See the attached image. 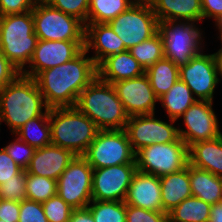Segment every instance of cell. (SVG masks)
<instances>
[{"label": "cell", "instance_id": "cell-1", "mask_svg": "<svg viewBox=\"0 0 222 222\" xmlns=\"http://www.w3.org/2000/svg\"><path fill=\"white\" fill-rule=\"evenodd\" d=\"M88 53L84 48L75 58L34 78L49 108L75 107L79 94L97 77V66Z\"/></svg>", "mask_w": 222, "mask_h": 222}, {"label": "cell", "instance_id": "cell-2", "mask_svg": "<svg viewBox=\"0 0 222 222\" xmlns=\"http://www.w3.org/2000/svg\"><path fill=\"white\" fill-rule=\"evenodd\" d=\"M42 114H49V107L34 78L20 73L0 90V126L5 122L12 135Z\"/></svg>", "mask_w": 222, "mask_h": 222}, {"label": "cell", "instance_id": "cell-3", "mask_svg": "<svg viewBox=\"0 0 222 222\" xmlns=\"http://www.w3.org/2000/svg\"><path fill=\"white\" fill-rule=\"evenodd\" d=\"M75 107L99 130L125 129L129 118L113 85L98 76L79 94Z\"/></svg>", "mask_w": 222, "mask_h": 222}, {"label": "cell", "instance_id": "cell-4", "mask_svg": "<svg viewBox=\"0 0 222 222\" xmlns=\"http://www.w3.org/2000/svg\"><path fill=\"white\" fill-rule=\"evenodd\" d=\"M51 144L84 155L99 129L76 107L49 108Z\"/></svg>", "mask_w": 222, "mask_h": 222}, {"label": "cell", "instance_id": "cell-5", "mask_svg": "<svg viewBox=\"0 0 222 222\" xmlns=\"http://www.w3.org/2000/svg\"><path fill=\"white\" fill-rule=\"evenodd\" d=\"M37 42L32 11L0 16V51L20 72L29 65Z\"/></svg>", "mask_w": 222, "mask_h": 222}, {"label": "cell", "instance_id": "cell-6", "mask_svg": "<svg viewBox=\"0 0 222 222\" xmlns=\"http://www.w3.org/2000/svg\"><path fill=\"white\" fill-rule=\"evenodd\" d=\"M158 32L163 40L164 57L178 66L187 64L204 49L203 31L197 27V22H160Z\"/></svg>", "mask_w": 222, "mask_h": 222}, {"label": "cell", "instance_id": "cell-7", "mask_svg": "<svg viewBox=\"0 0 222 222\" xmlns=\"http://www.w3.org/2000/svg\"><path fill=\"white\" fill-rule=\"evenodd\" d=\"M32 15L38 40L85 41V25L46 1L37 0Z\"/></svg>", "mask_w": 222, "mask_h": 222}, {"label": "cell", "instance_id": "cell-8", "mask_svg": "<svg viewBox=\"0 0 222 222\" xmlns=\"http://www.w3.org/2000/svg\"><path fill=\"white\" fill-rule=\"evenodd\" d=\"M119 36L127 50L153 37L159 21L148 0L135 1L126 11L107 23Z\"/></svg>", "mask_w": 222, "mask_h": 222}, {"label": "cell", "instance_id": "cell-9", "mask_svg": "<svg viewBox=\"0 0 222 222\" xmlns=\"http://www.w3.org/2000/svg\"><path fill=\"white\" fill-rule=\"evenodd\" d=\"M137 170L161 177L189 164V147L179 138L175 142L152 144L135 153Z\"/></svg>", "mask_w": 222, "mask_h": 222}, {"label": "cell", "instance_id": "cell-10", "mask_svg": "<svg viewBox=\"0 0 222 222\" xmlns=\"http://www.w3.org/2000/svg\"><path fill=\"white\" fill-rule=\"evenodd\" d=\"M83 156L93 169L136 163L124 129L99 130Z\"/></svg>", "mask_w": 222, "mask_h": 222}, {"label": "cell", "instance_id": "cell-11", "mask_svg": "<svg viewBox=\"0 0 222 222\" xmlns=\"http://www.w3.org/2000/svg\"><path fill=\"white\" fill-rule=\"evenodd\" d=\"M93 168L77 155L57 180V194L72 208H85L92 201Z\"/></svg>", "mask_w": 222, "mask_h": 222}, {"label": "cell", "instance_id": "cell-12", "mask_svg": "<svg viewBox=\"0 0 222 222\" xmlns=\"http://www.w3.org/2000/svg\"><path fill=\"white\" fill-rule=\"evenodd\" d=\"M168 121L155 118V113L130 116L124 130L134 152L152 144L177 141L180 138L174 125L177 120Z\"/></svg>", "mask_w": 222, "mask_h": 222}, {"label": "cell", "instance_id": "cell-13", "mask_svg": "<svg viewBox=\"0 0 222 222\" xmlns=\"http://www.w3.org/2000/svg\"><path fill=\"white\" fill-rule=\"evenodd\" d=\"M179 79L199 101H212L216 86L221 82L214 53L195 55L187 64L179 66Z\"/></svg>", "mask_w": 222, "mask_h": 222}, {"label": "cell", "instance_id": "cell-14", "mask_svg": "<svg viewBox=\"0 0 222 222\" xmlns=\"http://www.w3.org/2000/svg\"><path fill=\"white\" fill-rule=\"evenodd\" d=\"M212 106V101L197 100L178 118L182 117L186 128H180L178 123L179 137L188 147L199 141L215 139L222 134Z\"/></svg>", "mask_w": 222, "mask_h": 222}, {"label": "cell", "instance_id": "cell-15", "mask_svg": "<svg viewBox=\"0 0 222 222\" xmlns=\"http://www.w3.org/2000/svg\"><path fill=\"white\" fill-rule=\"evenodd\" d=\"M136 163L93 169L92 200L125 201Z\"/></svg>", "mask_w": 222, "mask_h": 222}, {"label": "cell", "instance_id": "cell-16", "mask_svg": "<svg viewBox=\"0 0 222 222\" xmlns=\"http://www.w3.org/2000/svg\"><path fill=\"white\" fill-rule=\"evenodd\" d=\"M85 48V41L38 40L33 57L21 74L35 78L41 71L75 58Z\"/></svg>", "mask_w": 222, "mask_h": 222}, {"label": "cell", "instance_id": "cell-17", "mask_svg": "<svg viewBox=\"0 0 222 222\" xmlns=\"http://www.w3.org/2000/svg\"><path fill=\"white\" fill-rule=\"evenodd\" d=\"M127 115H144L155 113L158 97L155 95L146 74L112 83Z\"/></svg>", "mask_w": 222, "mask_h": 222}, {"label": "cell", "instance_id": "cell-18", "mask_svg": "<svg viewBox=\"0 0 222 222\" xmlns=\"http://www.w3.org/2000/svg\"><path fill=\"white\" fill-rule=\"evenodd\" d=\"M75 156L68 149L50 144L35 149L26 171L28 174L43 176L57 181Z\"/></svg>", "mask_w": 222, "mask_h": 222}, {"label": "cell", "instance_id": "cell-19", "mask_svg": "<svg viewBox=\"0 0 222 222\" xmlns=\"http://www.w3.org/2000/svg\"><path fill=\"white\" fill-rule=\"evenodd\" d=\"M85 49L95 52L91 58L98 66L107 57L126 51L123 40L107 23H87L85 25Z\"/></svg>", "mask_w": 222, "mask_h": 222}, {"label": "cell", "instance_id": "cell-20", "mask_svg": "<svg viewBox=\"0 0 222 222\" xmlns=\"http://www.w3.org/2000/svg\"><path fill=\"white\" fill-rule=\"evenodd\" d=\"M124 202L146 210L163 211L159 177L137 170Z\"/></svg>", "mask_w": 222, "mask_h": 222}, {"label": "cell", "instance_id": "cell-21", "mask_svg": "<svg viewBox=\"0 0 222 222\" xmlns=\"http://www.w3.org/2000/svg\"><path fill=\"white\" fill-rule=\"evenodd\" d=\"M145 74L144 68L129 50L104 59L97 66V76L110 84L121 80L137 78Z\"/></svg>", "mask_w": 222, "mask_h": 222}, {"label": "cell", "instance_id": "cell-22", "mask_svg": "<svg viewBox=\"0 0 222 222\" xmlns=\"http://www.w3.org/2000/svg\"><path fill=\"white\" fill-rule=\"evenodd\" d=\"M159 23L203 22L201 0H148Z\"/></svg>", "mask_w": 222, "mask_h": 222}, {"label": "cell", "instance_id": "cell-23", "mask_svg": "<svg viewBox=\"0 0 222 222\" xmlns=\"http://www.w3.org/2000/svg\"><path fill=\"white\" fill-rule=\"evenodd\" d=\"M189 164L222 178V134L189 147Z\"/></svg>", "mask_w": 222, "mask_h": 222}, {"label": "cell", "instance_id": "cell-24", "mask_svg": "<svg viewBox=\"0 0 222 222\" xmlns=\"http://www.w3.org/2000/svg\"><path fill=\"white\" fill-rule=\"evenodd\" d=\"M163 212L168 213L183 200L192 196L189 164L182 170L159 177Z\"/></svg>", "mask_w": 222, "mask_h": 222}, {"label": "cell", "instance_id": "cell-25", "mask_svg": "<svg viewBox=\"0 0 222 222\" xmlns=\"http://www.w3.org/2000/svg\"><path fill=\"white\" fill-rule=\"evenodd\" d=\"M192 196L211 205L222 201V178L189 164Z\"/></svg>", "mask_w": 222, "mask_h": 222}, {"label": "cell", "instance_id": "cell-26", "mask_svg": "<svg viewBox=\"0 0 222 222\" xmlns=\"http://www.w3.org/2000/svg\"><path fill=\"white\" fill-rule=\"evenodd\" d=\"M191 89L180 79L168 90L167 93L158 98V102L165 109L167 118L177 120L195 102Z\"/></svg>", "mask_w": 222, "mask_h": 222}, {"label": "cell", "instance_id": "cell-27", "mask_svg": "<svg viewBox=\"0 0 222 222\" xmlns=\"http://www.w3.org/2000/svg\"><path fill=\"white\" fill-rule=\"evenodd\" d=\"M145 74L155 95L160 98L179 80V66L164 57L149 67Z\"/></svg>", "mask_w": 222, "mask_h": 222}, {"label": "cell", "instance_id": "cell-28", "mask_svg": "<svg viewBox=\"0 0 222 222\" xmlns=\"http://www.w3.org/2000/svg\"><path fill=\"white\" fill-rule=\"evenodd\" d=\"M211 206L195 196H190L168 212V220L169 222H209Z\"/></svg>", "mask_w": 222, "mask_h": 222}, {"label": "cell", "instance_id": "cell-29", "mask_svg": "<svg viewBox=\"0 0 222 222\" xmlns=\"http://www.w3.org/2000/svg\"><path fill=\"white\" fill-rule=\"evenodd\" d=\"M15 134L35 149L50 145L51 125L49 114H42L28 120Z\"/></svg>", "mask_w": 222, "mask_h": 222}, {"label": "cell", "instance_id": "cell-30", "mask_svg": "<svg viewBox=\"0 0 222 222\" xmlns=\"http://www.w3.org/2000/svg\"><path fill=\"white\" fill-rule=\"evenodd\" d=\"M137 0H90L87 23H109Z\"/></svg>", "mask_w": 222, "mask_h": 222}, {"label": "cell", "instance_id": "cell-31", "mask_svg": "<svg viewBox=\"0 0 222 222\" xmlns=\"http://www.w3.org/2000/svg\"><path fill=\"white\" fill-rule=\"evenodd\" d=\"M129 51L146 71L154 63L164 58L162 37L157 32L153 37L130 48Z\"/></svg>", "mask_w": 222, "mask_h": 222}, {"label": "cell", "instance_id": "cell-32", "mask_svg": "<svg viewBox=\"0 0 222 222\" xmlns=\"http://www.w3.org/2000/svg\"><path fill=\"white\" fill-rule=\"evenodd\" d=\"M95 222H126L124 201L92 200L88 206Z\"/></svg>", "mask_w": 222, "mask_h": 222}, {"label": "cell", "instance_id": "cell-33", "mask_svg": "<svg viewBox=\"0 0 222 222\" xmlns=\"http://www.w3.org/2000/svg\"><path fill=\"white\" fill-rule=\"evenodd\" d=\"M26 194L27 199L36 202L47 201L57 194V181L33 174L26 171Z\"/></svg>", "mask_w": 222, "mask_h": 222}, {"label": "cell", "instance_id": "cell-34", "mask_svg": "<svg viewBox=\"0 0 222 222\" xmlns=\"http://www.w3.org/2000/svg\"><path fill=\"white\" fill-rule=\"evenodd\" d=\"M0 199L21 202L27 199L26 170L22 169L14 179L0 184Z\"/></svg>", "mask_w": 222, "mask_h": 222}, {"label": "cell", "instance_id": "cell-35", "mask_svg": "<svg viewBox=\"0 0 222 222\" xmlns=\"http://www.w3.org/2000/svg\"><path fill=\"white\" fill-rule=\"evenodd\" d=\"M48 222H68L74 210L58 194L42 202Z\"/></svg>", "mask_w": 222, "mask_h": 222}, {"label": "cell", "instance_id": "cell-36", "mask_svg": "<svg viewBox=\"0 0 222 222\" xmlns=\"http://www.w3.org/2000/svg\"><path fill=\"white\" fill-rule=\"evenodd\" d=\"M14 135L15 139L3 148L18 166L26 170L33 157L35 148L21 140L18 136L16 137V134Z\"/></svg>", "mask_w": 222, "mask_h": 222}, {"label": "cell", "instance_id": "cell-37", "mask_svg": "<svg viewBox=\"0 0 222 222\" xmlns=\"http://www.w3.org/2000/svg\"><path fill=\"white\" fill-rule=\"evenodd\" d=\"M90 0H48L47 2L54 8L80 20L87 24V15Z\"/></svg>", "mask_w": 222, "mask_h": 222}, {"label": "cell", "instance_id": "cell-38", "mask_svg": "<svg viewBox=\"0 0 222 222\" xmlns=\"http://www.w3.org/2000/svg\"><path fill=\"white\" fill-rule=\"evenodd\" d=\"M126 222H169L168 213L126 205Z\"/></svg>", "mask_w": 222, "mask_h": 222}, {"label": "cell", "instance_id": "cell-39", "mask_svg": "<svg viewBox=\"0 0 222 222\" xmlns=\"http://www.w3.org/2000/svg\"><path fill=\"white\" fill-rule=\"evenodd\" d=\"M18 222H48L42 203L29 199L21 201Z\"/></svg>", "mask_w": 222, "mask_h": 222}, {"label": "cell", "instance_id": "cell-40", "mask_svg": "<svg viewBox=\"0 0 222 222\" xmlns=\"http://www.w3.org/2000/svg\"><path fill=\"white\" fill-rule=\"evenodd\" d=\"M37 0H0V16L32 11Z\"/></svg>", "mask_w": 222, "mask_h": 222}, {"label": "cell", "instance_id": "cell-41", "mask_svg": "<svg viewBox=\"0 0 222 222\" xmlns=\"http://www.w3.org/2000/svg\"><path fill=\"white\" fill-rule=\"evenodd\" d=\"M22 168L18 166L15 161L8 155L4 148L0 149V184L14 179Z\"/></svg>", "mask_w": 222, "mask_h": 222}, {"label": "cell", "instance_id": "cell-42", "mask_svg": "<svg viewBox=\"0 0 222 222\" xmlns=\"http://www.w3.org/2000/svg\"><path fill=\"white\" fill-rule=\"evenodd\" d=\"M21 72L0 51V90Z\"/></svg>", "mask_w": 222, "mask_h": 222}, {"label": "cell", "instance_id": "cell-43", "mask_svg": "<svg viewBox=\"0 0 222 222\" xmlns=\"http://www.w3.org/2000/svg\"><path fill=\"white\" fill-rule=\"evenodd\" d=\"M20 202L0 199V220L5 222H18Z\"/></svg>", "mask_w": 222, "mask_h": 222}, {"label": "cell", "instance_id": "cell-44", "mask_svg": "<svg viewBox=\"0 0 222 222\" xmlns=\"http://www.w3.org/2000/svg\"><path fill=\"white\" fill-rule=\"evenodd\" d=\"M202 17L213 18L216 23L222 18V0H201Z\"/></svg>", "mask_w": 222, "mask_h": 222}, {"label": "cell", "instance_id": "cell-45", "mask_svg": "<svg viewBox=\"0 0 222 222\" xmlns=\"http://www.w3.org/2000/svg\"><path fill=\"white\" fill-rule=\"evenodd\" d=\"M68 222H95L88 207L74 209Z\"/></svg>", "mask_w": 222, "mask_h": 222}, {"label": "cell", "instance_id": "cell-46", "mask_svg": "<svg viewBox=\"0 0 222 222\" xmlns=\"http://www.w3.org/2000/svg\"><path fill=\"white\" fill-rule=\"evenodd\" d=\"M209 222H222V201L211 206Z\"/></svg>", "mask_w": 222, "mask_h": 222}, {"label": "cell", "instance_id": "cell-47", "mask_svg": "<svg viewBox=\"0 0 222 222\" xmlns=\"http://www.w3.org/2000/svg\"><path fill=\"white\" fill-rule=\"evenodd\" d=\"M214 55L218 67V76L222 78V48H220L217 52H215Z\"/></svg>", "mask_w": 222, "mask_h": 222}, {"label": "cell", "instance_id": "cell-48", "mask_svg": "<svg viewBox=\"0 0 222 222\" xmlns=\"http://www.w3.org/2000/svg\"><path fill=\"white\" fill-rule=\"evenodd\" d=\"M215 27H217L216 29L219 30L218 31L219 32V36L217 38H220L219 40H221V44H222V26H215Z\"/></svg>", "mask_w": 222, "mask_h": 222}, {"label": "cell", "instance_id": "cell-49", "mask_svg": "<svg viewBox=\"0 0 222 222\" xmlns=\"http://www.w3.org/2000/svg\"><path fill=\"white\" fill-rule=\"evenodd\" d=\"M215 26H222V18H220L219 21L215 23Z\"/></svg>", "mask_w": 222, "mask_h": 222}]
</instances>
